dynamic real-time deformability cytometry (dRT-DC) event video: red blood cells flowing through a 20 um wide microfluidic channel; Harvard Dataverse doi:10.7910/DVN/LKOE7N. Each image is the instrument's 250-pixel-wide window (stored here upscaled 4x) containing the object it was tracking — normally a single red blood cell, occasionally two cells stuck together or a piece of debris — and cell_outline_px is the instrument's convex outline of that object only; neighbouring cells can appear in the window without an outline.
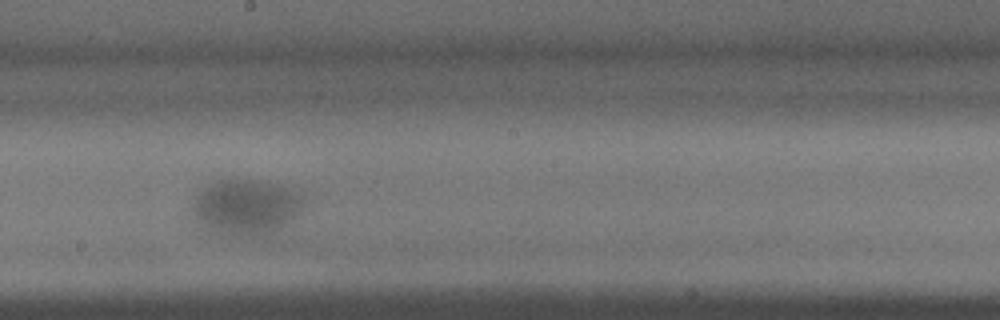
{"species": "common noctule bat (a hibernating species)", "species_latin": "Nyctalus noctula", "temperature_condition": "warm", "stored_images_in_passage": 21, "camera_frame_rate_fps": 3000, "um_per_image_px": 0.085, "animal": {"sex": "male", "body_mass_g": 15.6}, "frame": {"image": 1, "passage_image": 11, "time_ms": 3.333, "image_size_px": [1000, 320], "cell_outline_px": [[300, 208], [296, 216], [280, 228], [260, 236], [220, 236], [200, 228], [192, 212], [192, 208], [196, 196], [200, 192], [216, 180], [264, 180], [292, 188], [300, 192]], "centroid_in_image_um": [20.84, 17.63], "position_along_channel_um": 227.4, "area_um2": 36.18}}
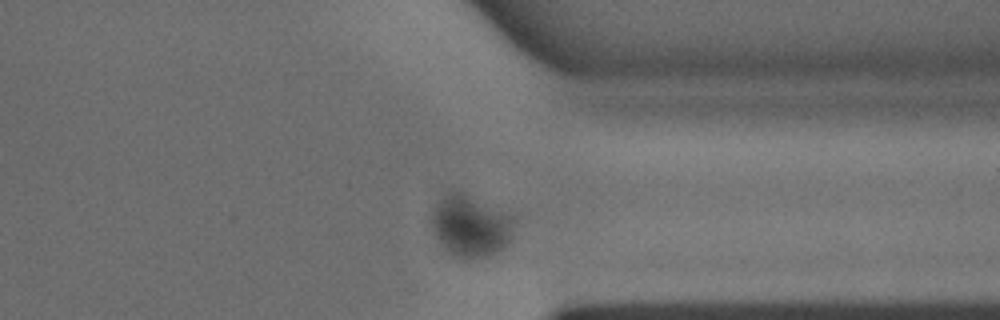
{"frame": {"image": 2, "passage_image": 19, "time_ms": 6.0, "image_size_px": [1000, 320], "cell_outline_px": [[512, 236], [508, 244], [496, 256], [484, 260], [456, 260], [444, 248], [436, 236], [432, 228], [432, 212], [436, 204], [448, 192], [456, 188], [508, 220]], "centroid_in_image_um": [39.88, 19.35], "position_along_channel_um": 371.5, "area_um2": 28.9}}